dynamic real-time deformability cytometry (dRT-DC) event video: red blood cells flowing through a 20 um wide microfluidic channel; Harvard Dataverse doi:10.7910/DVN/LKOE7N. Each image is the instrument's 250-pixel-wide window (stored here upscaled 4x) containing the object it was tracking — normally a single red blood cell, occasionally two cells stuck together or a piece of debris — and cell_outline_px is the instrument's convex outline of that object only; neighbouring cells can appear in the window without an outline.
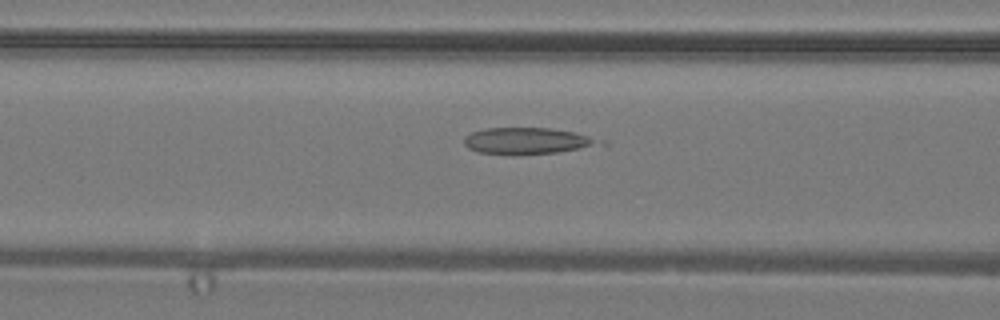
{"species": "common noctule bat (a hibernating species)", "species_latin": "Nyctalus noctula", "temperature_condition": "warm", "stored_images_in_passage": 14, "camera_frame_rate_fps": 3000, "um_per_image_px": 0.085, "animal": {"sex": "male", "body_mass_g": 19.2, "forearm_length_mm": 51.8}, "frame": {"image": 1, "passage_image": 9, "time_ms": 2.667, "image_size_px": [1000, 320], "cell_outline_px": [[608, 144], [556, 152], [480, 152], [468, 148], [464, 144], [464, 136], [472, 132], [484, 128], [552, 128], [576, 132], [604, 140]], "centroid_in_image_um": [44.91, 11.92], "position_along_channel_um": 121.7, "area_um2": 20.23}}
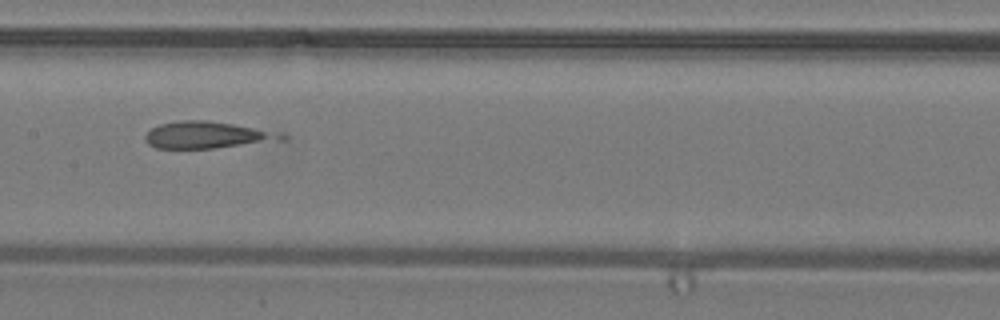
{"frame": {"image": 2, "passage_image": 13, "time_ms": 4.0, "image_size_px": [1000, 320], "cell_outline_px": [[288, 136], [284, 140], [212, 148], [156, 148], [148, 144], [144, 140], [144, 136], [152, 128], [160, 124], [180, 120], [208, 120], [284, 132]], "centroid_in_image_um": [17.65, 11.47], "position_along_channel_um": 189.7, "area_um2": 21.44}}